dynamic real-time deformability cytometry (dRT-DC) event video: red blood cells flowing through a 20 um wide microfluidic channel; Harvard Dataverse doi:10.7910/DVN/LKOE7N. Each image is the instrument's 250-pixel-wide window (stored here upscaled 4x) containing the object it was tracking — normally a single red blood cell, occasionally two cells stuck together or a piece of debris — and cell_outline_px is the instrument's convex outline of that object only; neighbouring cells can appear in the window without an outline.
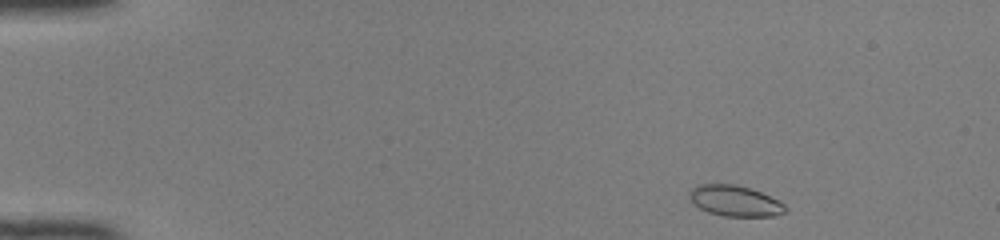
{"species": "common noctule bat (a hibernating species)", "species_latin": "Nyctalus noctula", "temperature_condition": "room temperature", "stored_images_in_passage": 44, "camera_frame_rate_fps": 3000, "um_per_image_px": 0.085, "animal": {"sex": "female", "body_mass_g": 22.0, "forearm_length_mm": 56.7}, "frame": {"image": 1, "passage_image": 1, "time_ms": 0.0, "image_size_px": [1000, 240], "cell_outline_px": [[788, 208], [784, 212], [772, 216], [724, 216], [708, 212], [700, 208], [688, 196], [688, 192], [696, 184], [736, 184], [752, 188], [780, 200]], "centroid_in_image_um": [62.48, 17.06], "position_along_channel_um": 22.5, "area_um2": 17.34}}
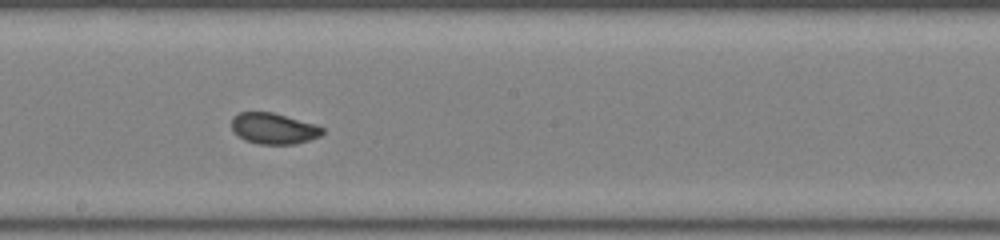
{"frame": {"image": 2, "passage_image": 23, "time_ms": 7.333, "image_size_px": [1000, 240], "cell_outline_px": [[324, 132], [320, 136], [308, 140], [292, 144], [260, 144], [244, 140], [232, 128], [232, 116], [240, 112], [272, 112], [316, 124], [324, 128]], "centroid_in_image_um": [23.27, 10.91], "position_along_channel_um": 224.9, "area_um2": 16.3}}
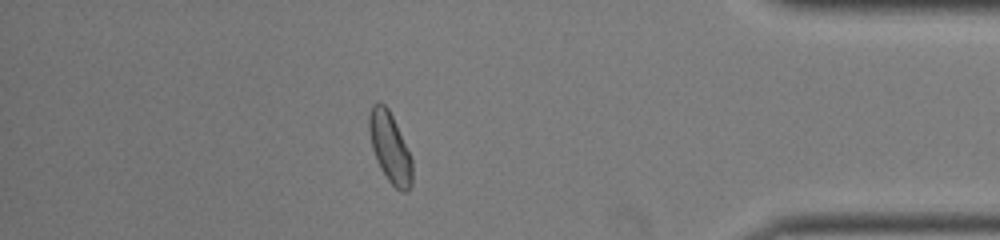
{"frame": {"image": 3, "passage_image": 38, "time_ms": 12.333, "image_size_px": [1000, 240], "cell_outline_px": [[412, 184], [408, 192], [400, 192], [388, 180], [380, 168], [372, 148], [368, 128], [368, 116], [372, 104], [376, 100], [384, 104], [388, 108], [396, 124], [412, 160]], "centroid_in_image_um": [33.13, 12.54], "position_along_channel_um": 402.1, "area_um2": 17.63}, "authors_computed_cell_mechanics": {"area_um2": 17.1088, "velocity_mm_per_s": 4.1397, "shape_relaxation_time_tau1_ms": 3.8268, "shape_relaxation_time_tau2_ms": null, "deformation_change_tau1": 0.1111, "deformation_change_tau2": null}}